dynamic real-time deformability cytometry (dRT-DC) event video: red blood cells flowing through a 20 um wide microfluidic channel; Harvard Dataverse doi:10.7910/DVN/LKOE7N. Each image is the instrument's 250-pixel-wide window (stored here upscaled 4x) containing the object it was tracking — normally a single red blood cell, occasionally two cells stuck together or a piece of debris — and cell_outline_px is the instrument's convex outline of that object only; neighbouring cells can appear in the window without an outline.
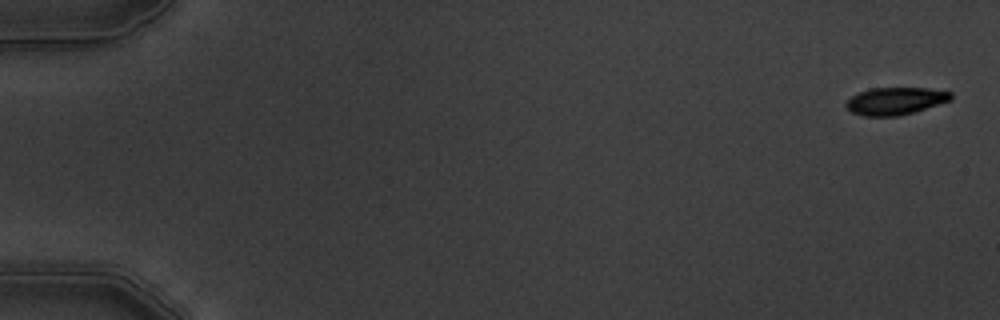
{"species": "common noctule bat (a hibernating species)", "species_latin": "Nyctalus noctula", "temperature_condition": "warm", "stored_images_in_passage": 8, "camera_frame_rate_fps": 3000, "um_per_image_px": 0.085, "animal": {"sex": "male", "body_mass_g": 19.5, "forearm_length_mm": 54.6}, "frame": {"image": 1, "passage_image": 1, "time_ms": 0.0, "image_size_px": [1000, 320], "cell_outline_px": [[952, 100], [912, 112], [896, 116], [864, 116], [852, 112], [844, 104], [852, 96], [860, 92], [872, 88], [928, 88], [952, 92]], "centroid_in_image_um": [76.12, 8.58], "position_along_channel_um": 8.9, "area_um2": 16.53}}
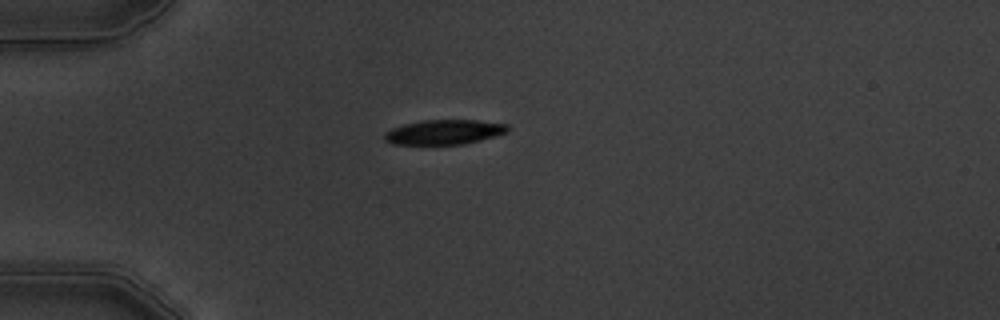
{"frame": {"image": 2, "passage_image": 5, "time_ms": 4.667, "image_size_px": [1000, 320], "cell_outline_px": [[508, 132], [480, 140], [464, 144], [392, 144], [384, 140], [384, 136], [392, 128], [404, 124], [424, 120], [476, 120], [508, 124]], "centroid_in_image_um": [37.77, 11.22], "position_along_channel_um": 47.2, "area_um2": 17.57}}